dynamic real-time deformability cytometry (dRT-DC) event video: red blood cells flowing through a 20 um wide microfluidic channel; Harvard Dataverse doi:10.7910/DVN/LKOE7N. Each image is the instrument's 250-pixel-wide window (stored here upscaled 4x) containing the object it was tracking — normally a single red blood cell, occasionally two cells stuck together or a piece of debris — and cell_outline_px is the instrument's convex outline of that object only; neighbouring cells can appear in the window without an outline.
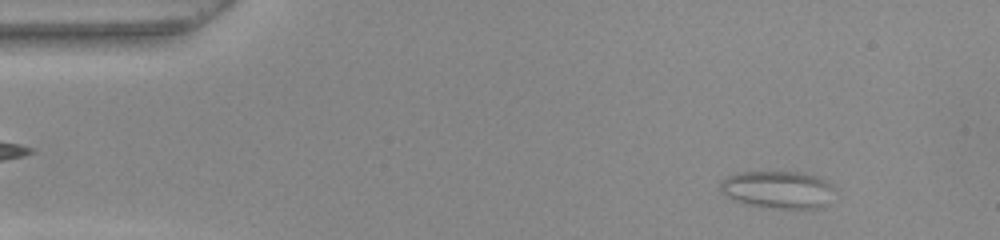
{"species": "common noctule bat (a hibernating species)", "species_latin": "Nyctalus noctula", "temperature_condition": "warm", "stored_images_in_passage": 51, "camera_frame_rate_fps": 3000, "um_per_image_px": 0.085, "animal": {"sex": "female", "body_mass_g": 22.0, "forearm_length_mm": 56.7}, "frame": {"image": 1, "passage_image": 5, "time_ms": 1.333, "image_size_px": [1000, 240], "cell_outline_px": [[836, 188], [824, 208], [772, 208], [748, 204], [732, 200], [720, 192], [720, 184], [728, 176], [736, 172], [796, 172], [816, 176], [832, 184]], "centroid_in_image_um": [66.12, 16.12], "position_along_channel_um": 18.9, "area_um2": 25.03}}
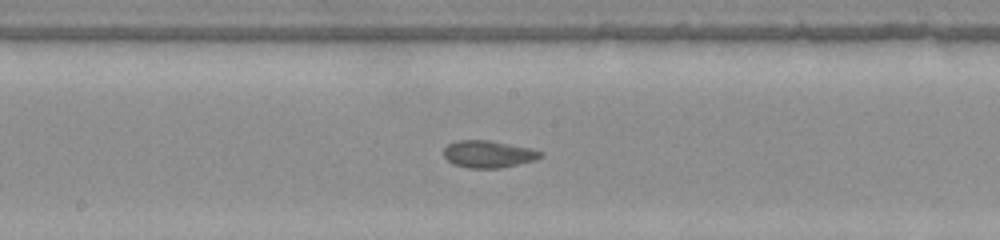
{"frame": {"image": 2, "passage_image": 26, "time_ms": 8.333, "image_size_px": [1000, 240], "cell_outline_px": [[544, 156], [536, 160], [500, 168], [468, 168], [452, 164], [444, 156], [444, 148], [448, 144], [456, 140], [492, 140], [532, 148], [540, 152]], "centroid_in_image_um": [41.51, 13.09], "position_along_channel_um": 206.7, "area_um2": 15.49}}
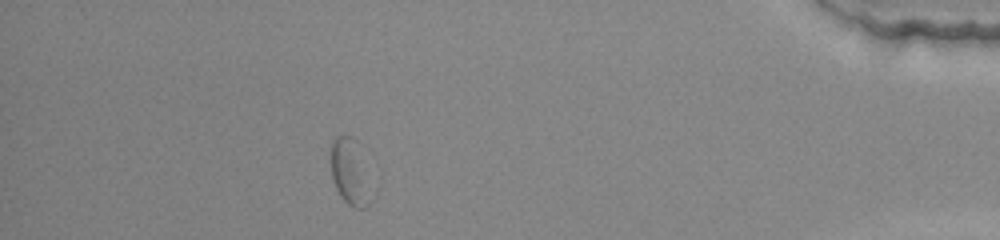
{"frame": {"image": 3, "passage_image": 45, "time_ms": 14.667, "image_size_px": [1000, 240], "cell_outline_px": [[372, 200], [364, 208], [352, 208], [340, 196], [336, 188], [332, 176], [332, 140], [336, 136], [352, 136], [356, 140]], "centroid_in_image_um": [29.72, 14.66], "position_along_channel_um": 405.5, "area_um2": 14.8}, "authors_computed_cell_mechanics": {"area_um2": 15.895, "velocity_mm_per_s": 3.9384, "shape_relaxation_time_tau1_ms": null, "shape_relaxation_time_tau2_ms": 2.038, "deformation_change_tau1": null, "deformation_change_tau2": 0.0731}}